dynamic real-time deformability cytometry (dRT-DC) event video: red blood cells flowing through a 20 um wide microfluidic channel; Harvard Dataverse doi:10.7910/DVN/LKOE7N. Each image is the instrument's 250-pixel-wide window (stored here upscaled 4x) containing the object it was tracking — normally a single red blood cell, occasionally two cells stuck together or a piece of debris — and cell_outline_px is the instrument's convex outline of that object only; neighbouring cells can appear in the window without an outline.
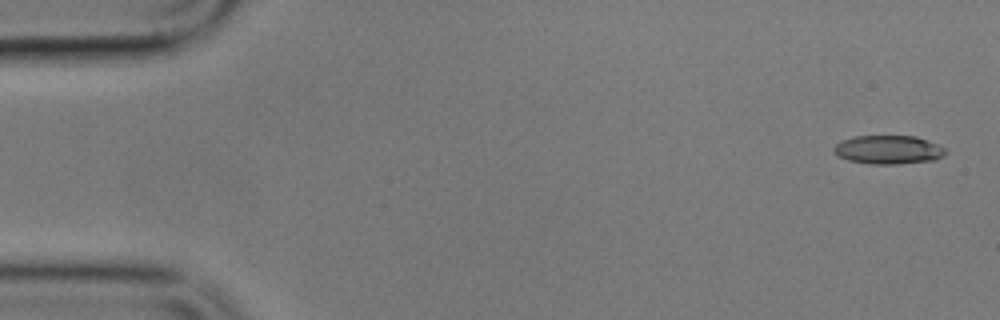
{"species": "common noctule bat (a hibernating species)", "species_latin": "Nyctalus noctula", "temperature_condition": "cold", "stored_images_in_passage": 5, "camera_frame_rate_fps": 3000, "um_per_image_px": 0.085, "animal": {"sex": "male", "body_mass_g": 17.9}, "frame": {"image": 1, "passage_image": 1, "time_ms": 0.0, "image_size_px": [1000, 320], "cell_outline_px": [[948, 152], [944, 156], [936, 160], [900, 164], [872, 164], [848, 160], [836, 156], [832, 148], [840, 140], [852, 136], [916, 136], [936, 144], [944, 148]], "centroid_in_image_um": [75.49, 12.73], "position_along_channel_um": 9.5, "area_um2": 18.9}}
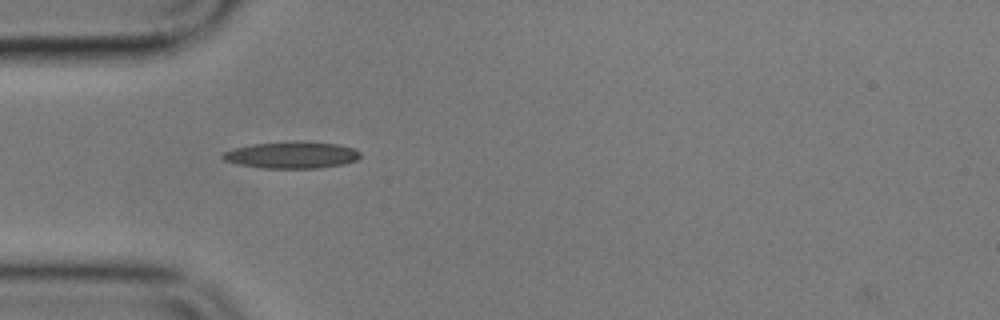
{"frame": {"image": 2, "passage_image": 4, "time_ms": 5.0, "image_size_px": [1000, 320], "cell_outline_px": [[360, 156], [356, 160], [344, 164], [316, 168], [264, 168], [240, 164], [224, 160], [220, 156], [224, 152], [232, 148], [252, 144], [292, 140], [296, 140], [340, 144], [352, 148], [360, 152]], "centroid_in_image_um": [24.79, 13.15], "position_along_channel_um": 60.2, "area_um2": 21.62}}
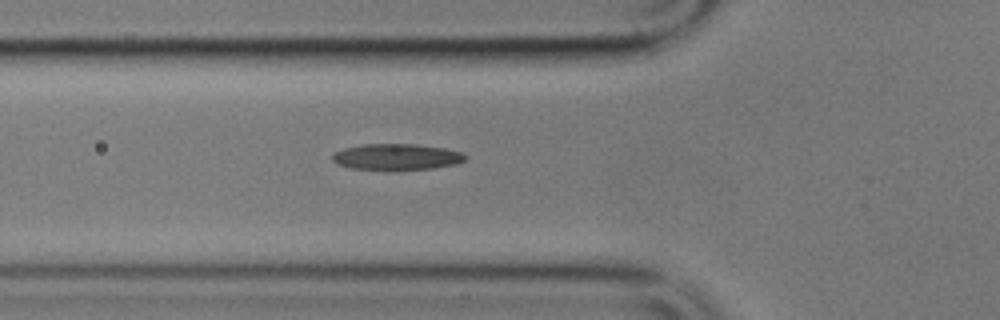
{"frame": {"image": 3, "passage_image": 5, "time_ms": 6.0, "image_size_px": [1000, 320], "cell_outline_px": [[468, 156], [464, 160], [456, 164], [432, 168], [352, 168], [336, 164], [332, 160], [332, 156], [336, 152], [344, 148], [360, 144], [416, 144], [444, 148], [460, 152]], "centroid_in_image_um": [33.71, 13.3], "position_along_channel_um": 92.1, "area_um2": 19.65}}